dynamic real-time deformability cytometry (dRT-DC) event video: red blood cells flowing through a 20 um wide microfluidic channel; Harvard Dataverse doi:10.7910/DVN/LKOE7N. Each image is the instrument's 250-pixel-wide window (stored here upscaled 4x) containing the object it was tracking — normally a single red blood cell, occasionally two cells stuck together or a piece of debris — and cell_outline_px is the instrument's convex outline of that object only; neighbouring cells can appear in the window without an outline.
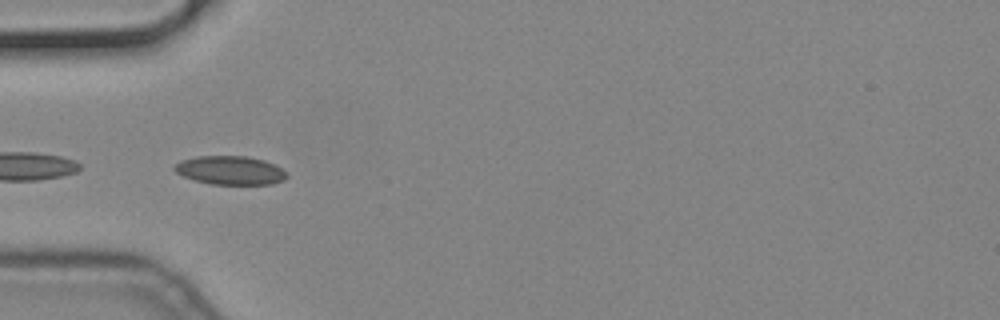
{"species": "common noctule bat (a hibernating species)", "species_latin": "Nyctalus noctula", "temperature_condition": "cold", "stored_images_in_passage": 11, "camera_frame_rate_fps": 3000, "um_per_image_px": 0.085, "animal": {"sex": "male", "body_mass_g": 19.2, "forearm_length_mm": 51.8}, "frame": {"image": 1, "passage_image": 5, "time_ms": 1.333, "image_size_px": [1000, 320], "cell_outline_px": [[288, 176], [284, 180], [272, 184], [212, 184], [196, 180], [184, 176], [176, 172], [172, 168], [180, 160], [196, 156], [244, 156], [264, 160], [288, 172]], "centroid_in_image_um": [19.57, 14.47], "position_along_channel_um": 65.4, "area_um2": 18.67}}